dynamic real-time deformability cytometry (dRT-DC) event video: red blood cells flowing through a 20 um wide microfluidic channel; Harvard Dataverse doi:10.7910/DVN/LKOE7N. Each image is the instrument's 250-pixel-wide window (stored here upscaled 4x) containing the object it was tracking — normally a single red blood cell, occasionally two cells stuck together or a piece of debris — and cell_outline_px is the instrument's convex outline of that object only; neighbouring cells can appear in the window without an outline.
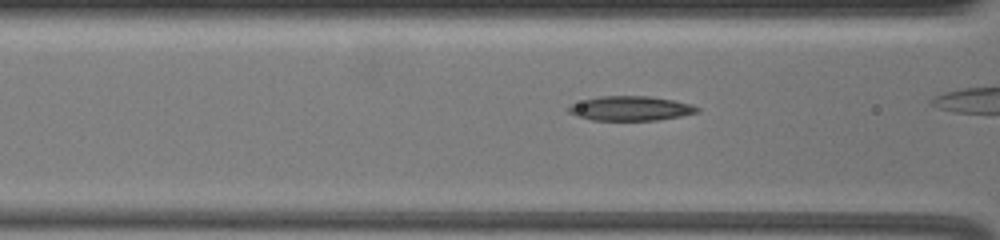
{"species": "common noctule bat (a hibernating species)", "species_latin": "Nyctalus noctula", "temperature_condition": "warm", "stored_images_in_passage": 43, "camera_frame_rate_fps": 3000, "um_per_image_px": 0.085, "animal": {"sex": "female", "body_mass_g": 19.5, "forearm_length_mm": 54.1}, "frame": {"image": 1, "passage_image": 19, "time_ms": 6.0, "image_size_px": [1000, 240], "cell_outline_px": [[700, 112], [680, 116], [656, 120], [592, 120], [576, 116], [568, 112], [564, 108], [572, 104], [584, 100], [600, 96], [648, 96], [672, 100], [692, 104], [700, 108]], "centroid_in_image_um": [53.58, 9.21], "position_along_channel_um": 113.0, "area_um2": 18.38}}
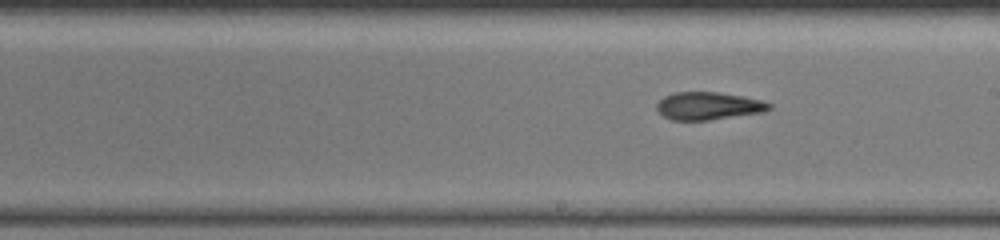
{"frame": {"image": 2, "passage_image": 29, "time_ms": 9.333, "image_size_px": [1000, 240], "cell_outline_px": [[772, 108], [764, 112], [708, 120], [672, 120], [664, 116], [656, 108], [656, 104], [664, 96], [676, 92], [716, 92], [744, 96], [760, 100], [772, 104]], "centroid_in_image_um": [60.23, 9.0], "position_along_channel_um": 228.8, "area_um2": 18.09}}
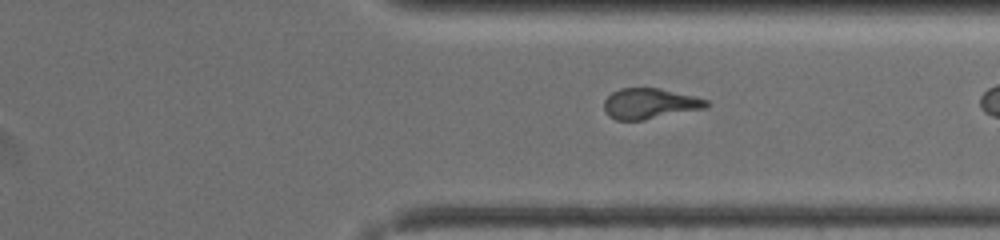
{"frame": {"image": 3, "passage_image": 40, "time_ms": 13.0, "image_size_px": [1000, 240], "cell_outline_px": [[712, 104], [708, 108], [644, 120], [616, 120], [608, 116], [604, 108], [604, 100], [612, 92], [620, 88], [660, 88], [696, 96], [708, 100]], "centroid_in_image_um": [55.28, 8.81], "position_along_channel_um": 356.1, "area_um2": 18.55}}